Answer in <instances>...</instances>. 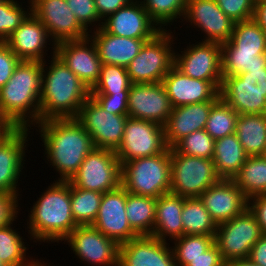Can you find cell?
Listing matches in <instances>:
<instances>
[{"instance_id": "41", "label": "cell", "mask_w": 266, "mask_h": 266, "mask_svg": "<svg viewBox=\"0 0 266 266\" xmlns=\"http://www.w3.org/2000/svg\"><path fill=\"white\" fill-rule=\"evenodd\" d=\"M28 4L30 5L26 10L24 6L22 7L23 4L17 0L0 2V42H4L31 13L30 0H28Z\"/></svg>"}, {"instance_id": "32", "label": "cell", "mask_w": 266, "mask_h": 266, "mask_svg": "<svg viewBox=\"0 0 266 266\" xmlns=\"http://www.w3.org/2000/svg\"><path fill=\"white\" fill-rule=\"evenodd\" d=\"M157 199L127 192L126 216L138 236H152Z\"/></svg>"}, {"instance_id": "5", "label": "cell", "mask_w": 266, "mask_h": 266, "mask_svg": "<svg viewBox=\"0 0 266 266\" xmlns=\"http://www.w3.org/2000/svg\"><path fill=\"white\" fill-rule=\"evenodd\" d=\"M171 148L165 152L137 158L121 165V186L141 196L160 197L170 192Z\"/></svg>"}, {"instance_id": "57", "label": "cell", "mask_w": 266, "mask_h": 266, "mask_svg": "<svg viewBox=\"0 0 266 266\" xmlns=\"http://www.w3.org/2000/svg\"><path fill=\"white\" fill-rule=\"evenodd\" d=\"M262 156L266 159V147Z\"/></svg>"}, {"instance_id": "45", "label": "cell", "mask_w": 266, "mask_h": 266, "mask_svg": "<svg viewBox=\"0 0 266 266\" xmlns=\"http://www.w3.org/2000/svg\"><path fill=\"white\" fill-rule=\"evenodd\" d=\"M219 8L234 22L252 19L255 3L253 0H215Z\"/></svg>"}, {"instance_id": "17", "label": "cell", "mask_w": 266, "mask_h": 266, "mask_svg": "<svg viewBox=\"0 0 266 266\" xmlns=\"http://www.w3.org/2000/svg\"><path fill=\"white\" fill-rule=\"evenodd\" d=\"M172 106L162 82L132 83L128 92V117L164 126Z\"/></svg>"}, {"instance_id": "29", "label": "cell", "mask_w": 266, "mask_h": 266, "mask_svg": "<svg viewBox=\"0 0 266 266\" xmlns=\"http://www.w3.org/2000/svg\"><path fill=\"white\" fill-rule=\"evenodd\" d=\"M221 53H266V32L252 18L235 22L228 42L221 44Z\"/></svg>"}, {"instance_id": "42", "label": "cell", "mask_w": 266, "mask_h": 266, "mask_svg": "<svg viewBox=\"0 0 266 266\" xmlns=\"http://www.w3.org/2000/svg\"><path fill=\"white\" fill-rule=\"evenodd\" d=\"M222 77L247 72L249 69L266 67L265 54L221 53Z\"/></svg>"}, {"instance_id": "19", "label": "cell", "mask_w": 266, "mask_h": 266, "mask_svg": "<svg viewBox=\"0 0 266 266\" xmlns=\"http://www.w3.org/2000/svg\"><path fill=\"white\" fill-rule=\"evenodd\" d=\"M55 54L89 89L96 84L102 62L95 43L89 36L81 40L56 43Z\"/></svg>"}, {"instance_id": "9", "label": "cell", "mask_w": 266, "mask_h": 266, "mask_svg": "<svg viewBox=\"0 0 266 266\" xmlns=\"http://www.w3.org/2000/svg\"><path fill=\"white\" fill-rule=\"evenodd\" d=\"M76 188L100 193L121 186V164L114 150L94 148L68 181Z\"/></svg>"}, {"instance_id": "6", "label": "cell", "mask_w": 266, "mask_h": 266, "mask_svg": "<svg viewBox=\"0 0 266 266\" xmlns=\"http://www.w3.org/2000/svg\"><path fill=\"white\" fill-rule=\"evenodd\" d=\"M170 31V32H169ZM168 30H162L153 39L146 41L139 53L126 67L131 83L162 82L174 66V46L177 39ZM172 43V44H171Z\"/></svg>"}, {"instance_id": "10", "label": "cell", "mask_w": 266, "mask_h": 266, "mask_svg": "<svg viewBox=\"0 0 266 266\" xmlns=\"http://www.w3.org/2000/svg\"><path fill=\"white\" fill-rule=\"evenodd\" d=\"M262 235L256 217L247 208L241 215L217 225L214 243L228 263L248 259L252 246Z\"/></svg>"}, {"instance_id": "52", "label": "cell", "mask_w": 266, "mask_h": 266, "mask_svg": "<svg viewBox=\"0 0 266 266\" xmlns=\"http://www.w3.org/2000/svg\"><path fill=\"white\" fill-rule=\"evenodd\" d=\"M248 259L259 266H266V234L252 246Z\"/></svg>"}, {"instance_id": "37", "label": "cell", "mask_w": 266, "mask_h": 266, "mask_svg": "<svg viewBox=\"0 0 266 266\" xmlns=\"http://www.w3.org/2000/svg\"><path fill=\"white\" fill-rule=\"evenodd\" d=\"M131 81L123 66L102 64L96 84L90 94H128Z\"/></svg>"}, {"instance_id": "1", "label": "cell", "mask_w": 266, "mask_h": 266, "mask_svg": "<svg viewBox=\"0 0 266 266\" xmlns=\"http://www.w3.org/2000/svg\"><path fill=\"white\" fill-rule=\"evenodd\" d=\"M42 139L44 154L59 173L56 181H69L95 146L76 118L50 119L35 125Z\"/></svg>"}, {"instance_id": "14", "label": "cell", "mask_w": 266, "mask_h": 266, "mask_svg": "<svg viewBox=\"0 0 266 266\" xmlns=\"http://www.w3.org/2000/svg\"><path fill=\"white\" fill-rule=\"evenodd\" d=\"M31 12L46 27L56 44L66 40H81L89 36L67 5L66 0H30Z\"/></svg>"}, {"instance_id": "46", "label": "cell", "mask_w": 266, "mask_h": 266, "mask_svg": "<svg viewBox=\"0 0 266 266\" xmlns=\"http://www.w3.org/2000/svg\"><path fill=\"white\" fill-rule=\"evenodd\" d=\"M107 112L115 115H128V94H90Z\"/></svg>"}, {"instance_id": "51", "label": "cell", "mask_w": 266, "mask_h": 266, "mask_svg": "<svg viewBox=\"0 0 266 266\" xmlns=\"http://www.w3.org/2000/svg\"><path fill=\"white\" fill-rule=\"evenodd\" d=\"M131 1L132 0H94V3L98 11V15L103 21L109 15L128 5Z\"/></svg>"}, {"instance_id": "27", "label": "cell", "mask_w": 266, "mask_h": 266, "mask_svg": "<svg viewBox=\"0 0 266 266\" xmlns=\"http://www.w3.org/2000/svg\"><path fill=\"white\" fill-rule=\"evenodd\" d=\"M92 33V34H90ZM95 43L102 64L127 67L139 53L146 41L151 39H134L107 33L102 27L89 32Z\"/></svg>"}, {"instance_id": "44", "label": "cell", "mask_w": 266, "mask_h": 266, "mask_svg": "<svg viewBox=\"0 0 266 266\" xmlns=\"http://www.w3.org/2000/svg\"><path fill=\"white\" fill-rule=\"evenodd\" d=\"M78 22L89 32L102 27L103 21L98 15L94 0H66ZM95 22V23H94ZM96 23H98L96 25ZM89 25V26H88ZM91 26L90 29H88ZM92 29V30H91Z\"/></svg>"}, {"instance_id": "11", "label": "cell", "mask_w": 266, "mask_h": 266, "mask_svg": "<svg viewBox=\"0 0 266 266\" xmlns=\"http://www.w3.org/2000/svg\"><path fill=\"white\" fill-rule=\"evenodd\" d=\"M164 126L152 121L128 117L120 146L115 150L122 165L125 162L165 152Z\"/></svg>"}, {"instance_id": "33", "label": "cell", "mask_w": 266, "mask_h": 266, "mask_svg": "<svg viewBox=\"0 0 266 266\" xmlns=\"http://www.w3.org/2000/svg\"><path fill=\"white\" fill-rule=\"evenodd\" d=\"M13 223L0 227V260L7 266H38L42 262L27 255L29 249L18 230H14ZM19 233V234H18ZM29 259H28V258ZM31 260V261H30Z\"/></svg>"}, {"instance_id": "24", "label": "cell", "mask_w": 266, "mask_h": 266, "mask_svg": "<svg viewBox=\"0 0 266 266\" xmlns=\"http://www.w3.org/2000/svg\"><path fill=\"white\" fill-rule=\"evenodd\" d=\"M199 198L216 225L241 215L248 208V199L232 179H220Z\"/></svg>"}, {"instance_id": "30", "label": "cell", "mask_w": 266, "mask_h": 266, "mask_svg": "<svg viewBox=\"0 0 266 266\" xmlns=\"http://www.w3.org/2000/svg\"><path fill=\"white\" fill-rule=\"evenodd\" d=\"M247 158L235 133L215 140L212 159L221 179H233Z\"/></svg>"}, {"instance_id": "20", "label": "cell", "mask_w": 266, "mask_h": 266, "mask_svg": "<svg viewBox=\"0 0 266 266\" xmlns=\"http://www.w3.org/2000/svg\"><path fill=\"white\" fill-rule=\"evenodd\" d=\"M29 128H15L0 139V192L19 197L18 179L22 175ZM29 132V133H28ZM22 170V171H21Z\"/></svg>"}, {"instance_id": "13", "label": "cell", "mask_w": 266, "mask_h": 266, "mask_svg": "<svg viewBox=\"0 0 266 266\" xmlns=\"http://www.w3.org/2000/svg\"><path fill=\"white\" fill-rule=\"evenodd\" d=\"M63 241H67L81 263L119 266L120 245L92 225H78Z\"/></svg>"}, {"instance_id": "18", "label": "cell", "mask_w": 266, "mask_h": 266, "mask_svg": "<svg viewBox=\"0 0 266 266\" xmlns=\"http://www.w3.org/2000/svg\"><path fill=\"white\" fill-rule=\"evenodd\" d=\"M127 191L119 188L103 193L97 217L92 224L119 245L137 238L126 216Z\"/></svg>"}, {"instance_id": "12", "label": "cell", "mask_w": 266, "mask_h": 266, "mask_svg": "<svg viewBox=\"0 0 266 266\" xmlns=\"http://www.w3.org/2000/svg\"><path fill=\"white\" fill-rule=\"evenodd\" d=\"M128 115L105 111L91 96L83 103L76 120L92 138L95 148L116 150L122 141Z\"/></svg>"}, {"instance_id": "36", "label": "cell", "mask_w": 266, "mask_h": 266, "mask_svg": "<svg viewBox=\"0 0 266 266\" xmlns=\"http://www.w3.org/2000/svg\"><path fill=\"white\" fill-rule=\"evenodd\" d=\"M103 193L76 188L70 184L71 211L77 225H92L97 217Z\"/></svg>"}, {"instance_id": "31", "label": "cell", "mask_w": 266, "mask_h": 266, "mask_svg": "<svg viewBox=\"0 0 266 266\" xmlns=\"http://www.w3.org/2000/svg\"><path fill=\"white\" fill-rule=\"evenodd\" d=\"M235 134L248 156H262L266 147V114H239Z\"/></svg>"}, {"instance_id": "23", "label": "cell", "mask_w": 266, "mask_h": 266, "mask_svg": "<svg viewBox=\"0 0 266 266\" xmlns=\"http://www.w3.org/2000/svg\"><path fill=\"white\" fill-rule=\"evenodd\" d=\"M4 43L20 60L25 61H45V53L48 52L47 43L48 45L52 43L51 50L55 51V43L50 38L46 27L32 12Z\"/></svg>"}, {"instance_id": "58", "label": "cell", "mask_w": 266, "mask_h": 266, "mask_svg": "<svg viewBox=\"0 0 266 266\" xmlns=\"http://www.w3.org/2000/svg\"><path fill=\"white\" fill-rule=\"evenodd\" d=\"M0 266H7V265L0 260Z\"/></svg>"}, {"instance_id": "53", "label": "cell", "mask_w": 266, "mask_h": 266, "mask_svg": "<svg viewBox=\"0 0 266 266\" xmlns=\"http://www.w3.org/2000/svg\"><path fill=\"white\" fill-rule=\"evenodd\" d=\"M253 19L266 32V0L255 3Z\"/></svg>"}, {"instance_id": "38", "label": "cell", "mask_w": 266, "mask_h": 266, "mask_svg": "<svg viewBox=\"0 0 266 266\" xmlns=\"http://www.w3.org/2000/svg\"><path fill=\"white\" fill-rule=\"evenodd\" d=\"M239 114L221 98L212 106L204 130L214 139L234 134Z\"/></svg>"}, {"instance_id": "16", "label": "cell", "mask_w": 266, "mask_h": 266, "mask_svg": "<svg viewBox=\"0 0 266 266\" xmlns=\"http://www.w3.org/2000/svg\"><path fill=\"white\" fill-rule=\"evenodd\" d=\"M183 20L205 34L202 42L218 44L229 41L235 25L215 0H187Z\"/></svg>"}, {"instance_id": "21", "label": "cell", "mask_w": 266, "mask_h": 266, "mask_svg": "<svg viewBox=\"0 0 266 266\" xmlns=\"http://www.w3.org/2000/svg\"><path fill=\"white\" fill-rule=\"evenodd\" d=\"M172 108L220 99L222 81L191 78L173 66L162 80Z\"/></svg>"}, {"instance_id": "4", "label": "cell", "mask_w": 266, "mask_h": 266, "mask_svg": "<svg viewBox=\"0 0 266 266\" xmlns=\"http://www.w3.org/2000/svg\"><path fill=\"white\" fill-rule=\"evenodd\" d=\"M27 218L30 240L62 242L78 226L71 211L70 183L55 181L49 185L30 208Z\"/></svg>"}, {"instance_id": "3", "label": "cell", "mask_w": 266, "mask_h": 266, "mask_svg": "<svg viewBox=\"0 0 266 266\" xmlns=\"http://www.w3.org/2000/svg\"><path fill=\"white\" fill-rule=\"evenodd\" d=\"M42 68L43 62L20 60L0 88V109L15 128L32 130L40 123Z\"/></svg>"}, {"instance_id": "50", "label": "cell", "mask_w": 266, "mask_h": 266, "mask_svg": "<svg viewBox=\"0 0 266 266\" xmlns=\"http://www.w3.org/2000/svg\"><path fill=\"white\" fill-rule=\"evenodd\" d=\"M248 208L256 217L263 234H266V194L250 198Z\"/></svg>"}, {"instance_id": "55", "label": "cell", "mask_w": 266, "mask_h": 266, "mask_svg": "<svg viewBox=\"0 0 266 266\" xmlns=\"http://www.w3.org/2000/svg\"><path fill=\"white\" fill-rule=\"evenodd\" d=\"M226 266H259L252 263L249 259L234 260L226 263Z\"/></svg>"}, {"instance_id": "8", "label": "cell", "mask_w": 266, "mask_h": 266, "mask_svg": "<svg viewBox=\"0 0 266 266\" xmlns=\"http://www.w3.org/2000/svg\"><path fill=\"white\" fill-rule=\"evenodd\" d=\"M220 179L213 159L184 155L171 148V193L184 198H199Z\"/></svg>"}, {"instance_id": "56", "label": "cell", "mask_w": 266, "mask_h": 266, "mask_svg": "<svg viewBox=\"0 0 266 266\" xmlns=\"http://www.w3.org/2000/svg\"><path fill=\"white\" fill-rule=\"evenodd\" d=\"M50 265H51L50 263L49 264L48 263L46 264L44 261H42V263L40 265H38V266H50Z\"/></svg>"}, {"instance_id": "59", "label": "cell", "mask_w": 266, "mask_h": 266, "mask_svg": "<svg viewBox=\"0 0 266 266\" xmlns=\"http://www.w3.org/2000/svg\"><path fill=\"white\" fill-rule=\"evenodd\" d=\"M254 3H258V2H261V1H264V0H253Z\"/></svg>"}, {"instance_id": "2", "label": "cell", "mask_w": 266, "mask_h": 266, "mask_svg": "<svg viewBox=\"0 0 266 266\" xmlns=\"http://www.w3.org/2000/svg\"><path fill=\"white\" fill-rule=\"evenodd\" d=\"M51 56L49 66L46 60L43 61L40 122L76 118L83 103L90 96V89L65 65L55 51Z\"/></svg>"}, {"instance_id": "40", "label": "cell", "mask_w": 266, "mask_h": 266, "mask_svg": "<svg viewBox=\"0 0 266 266\" xmlns=\"http://www.w3.org/2000/svg\"><path fill=\"white\" fill-rule=\"evenodd\" d=\"M172 251L177 266H187L192 259L201 256L214 244V237L209 235H183L174 239Z\"/></svg>"}, {"instance_id": "35", "label": "cell", "mask_w": 266, "mask_h": 266, "mask_svg": "<svg viewBox=\"0 0 266 266\" xmlns=\"http://www.w3.org/2000/svg\"><path fill=\"white\" fill-rule=\"evenodd\" d=\"M183 235H209L215 237L216 223L200 198H185L181 212Z\"/></svg>"}, {"instance_id": "43", "label": "cell", "mask_w": 266, "mask_h": 266, "mask_svg": "<svg viewBox=\"0 0 266 266\" xmlns=\"http://www.w3.org/2000/svg\"><path fill=\"white\" fill-rule=\"evenodd\" d=\"M215 140L204 130H197L181 139L173 148L184 155L212 159Z\"/></svg>"}, {"instance_id": "49", "label": "cell", "mask_w": 266, "mask_h": 266, "mask_svg": "<svg viewBox=\"0 0 266 266\" xmlns=\"http://www.w3.org/2000/svg\"><path fill=\"white\" fill-rule=\"evenodd\" d=\"M187 266H226L217 245L214 243L201 256L192 259Z\"/></svg>"}, {"instance_id": "15", "label": "cell", "mask_w": 266, "mask_h": 266, "mask_svg": "<svg viewBox=\"0 0 266 266\" xmlns=\"http://www.w3.org/2000/svg\"><path fill=\"white\" fill-rule=\"evenodd\" d=\"M180 52L174 51V66L183 74L198 80L222 81L221 44L197 41Z\"/></svg>"}, {"instance_id": "22", "label": "cell", "mask_w": 266, "mask_h": 266, "mask_svg": "<svg viewBox=\"0 0 266 266\" xmlns=\"http://www.w3.org/2000/svg\"><path fill=\"white\" fill-rule=\"evenodd\" d=\"M102 28L107 33L134 39H153L162 31L150 18L141 0H132L109 15L103 20Z\"/></svg>"}, {"instance_id": "25", "label": "cell", "mask_w": 266, "mask_h": 266, "mask_svg": "<svg viewBox=\"0 0 266 266\" xmlns=\"http://www.w3.org/2000/svg\"><path fill=\"white\" fill-rule=\"evenodd\" d=\"M153 236H138L119 247V266H177L172 247Z\"/></svg>"}, {"instance_id": "26", "label": "cell", "mask_w": 266, "mask_h": 266, "mask_svg": "<svg viewBox=\"0 0 266 266\" xmlns=\"http://www.w3.org/2000/svg\"><path fill=\"white\" fill-rule=\"evenodd\" d=\"M219 99L172 108L164 125L165 141L168 148H173L189 134L205 128L212 106Z\"/></svg>"}, {"instance_id": "47", "label": "cell", "mask_w": 266, "mask_h": 266, "mask_svg": "<svg viewBox=\"0 0 266 266\" xmlns=\"http://www.w3.org/2000/svg\"><path fill=\"white\" fill-rule=\"evenodd\" d=\"M15 194H8L0 192V227L7 226L8 224L16 221L18 212H20L18 200Z\"/></svg>"}, {"instance_id": "34", "label": "cell", "mask_w": 266, "mask_h": 266, "mask_svg": "<svg viewBox=\"0 0 266 266\" xmlns=\"http://www.w3.org/2000/svg\"><path fill=\"white\" fill-rule=\"evenodd\" d=\"M249 200L266 194V159L248 156L239 172L232 179Z\"/></svg>"}, {"instance_id": "48", "label": "cell", "mask_w": 266, "mask_h": 266, "mask_svg": "<svg viewBox=\"0 0 266 266\" xmlns=\"http://www.w3.org/2000/svg\"><path fill=\"white\" fill-rule=\"evenodd\" d=\"M19 62L17 55L4 42H0V88L11 78Z\"/></svg>"}, {"instance_id": "28", "label": "cell", "mask_w": 266, "mask_h": 266, "mask_svg": "<svg viewBox=\"0 0 266 266\" xmlns=\"http://www.w3.org/2000/svg\"><path fill=\"white\" fill-rule=\"evenodd\" d=\"M184 200V197L171 192L157 198L153 237L166 241L169 236L168 240L173 241L183 236L181 212Z\"/></svg>"}, {"instance_id": "54", "label": "cell", "mask_w": 266, "mask_h": 266, "mask_svg": "<svg viewBox=\"0 0 266 266\" xmlns=\"http://www.w3.org/2000/svg\"><path fill=\"white\" fill-rule=\"evenodd\" d=\"M15 127L12 123L3 115L0 109V139L6 137Z\"/></svg>"}, {"instance_id": "39", "label": "cell", "mask_w": 266, "mask_h": 266, "mask_svg": "<svg viewBox=\"0 0 266 266\" xmlns=\"http://www.w3.org/2000/svg\"><path fill=\"white\" fill-rule=\"evenodd\" d=\"M141 3L159 28L166 30L174 20L183 21L181 18L184 17L187 0H141Z\"/></svg>"}, {"instance_id": "7", "label": "cell", "mask_w": 266, "mask_h": 266, "mask_svg": "<svg viewBox=\"0 0 266 266\" xmlns=\"http://www.w3.org/2000/svg\"><path fill=\"white\" fill-rule=\"evenodd\" d=\"M219 94L238 114H266V67L224 77Z\"/></svg>"}]
</instances>
